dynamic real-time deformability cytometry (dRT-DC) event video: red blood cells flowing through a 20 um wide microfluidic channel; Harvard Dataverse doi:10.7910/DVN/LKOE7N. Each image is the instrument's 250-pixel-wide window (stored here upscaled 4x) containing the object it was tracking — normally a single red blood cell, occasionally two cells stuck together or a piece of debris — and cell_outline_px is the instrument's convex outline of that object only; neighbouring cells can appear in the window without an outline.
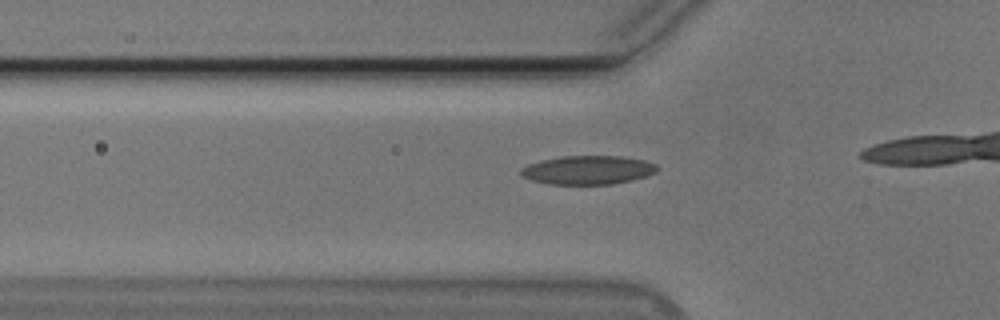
{"species": "Egyptian fruit bat (a non-hibernating species)", "species_latin": "Rousettus aegyptiacus", "temperature_condition": "cold", "stored_images_in_passage": 17, "camera_frame_rate_fps": 3000, "um_per_image_px": 0.085, "animal": {"sex": "male"}, "frame": {"image": 1, "passage_image": 12, "time_ms": 3.667, "image_size_px": [1000, 320], "cell_outline_px": [[660, 168], [656, 172], [648, 176], [612, 184], [548, 184], [532, 180], [524, 176], [520, 172], [520, 168], [528, 164], [540, 160], [564, 156], [620, 156], [644, 160], [656, 164]], "centroid_in_image_um": [49.99, 14.45], "position_along_channel_um": 75.8, "area_um2": 22.83}}
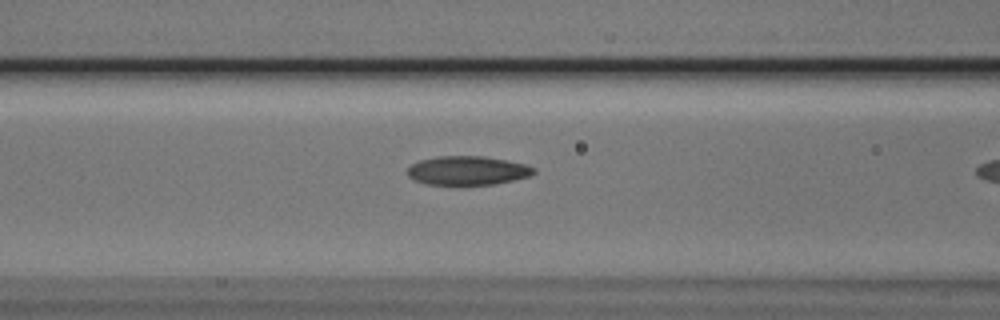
{"frame": {"image": 2, "passage_image": 16, "time_ms": 5.0, "image_size_px": [1000, 320], "cell_outline_px": [[536, 172], [528, 176], [496, 184], [460, 188], [424, 184], [412, 180], [408, 176], [408, 168], [412, 164], [420, 160], [436, 156], [484, 156], [524, 164], [536, 168]], "centroid_in_image_um": [39.68, 14.55], "position_along_channel_um": 126.9, "area_um2": 22.2}}